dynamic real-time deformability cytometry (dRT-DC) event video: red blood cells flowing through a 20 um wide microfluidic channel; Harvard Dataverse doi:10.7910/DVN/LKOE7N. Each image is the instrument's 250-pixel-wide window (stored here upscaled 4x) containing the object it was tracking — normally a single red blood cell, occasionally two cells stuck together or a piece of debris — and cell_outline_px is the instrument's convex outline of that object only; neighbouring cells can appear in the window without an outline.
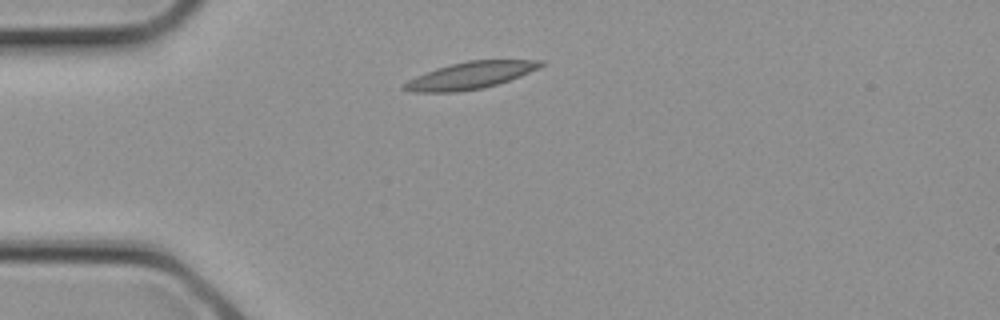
{"species": "common noctule bat (a hibernating species)", "species_latin": "Nyctalus noctula", "temperature_condition": "cold", "stored_images_in_passage": 1, "camera_frame_rate_fps": 3000, "um_per_image_px": 0.085, "animal": {"sex": "female", "body_mass_g": 21.9}, "frame": {"image": 1, "passage_image": 1, "time_ms": 0.0, "image_size_px": [1000, 320], "cell_outline_px": [[548, 64], [520, 76], [496, 84], [480, 88], [456, 92], [412, 92], [400, 88], [408, 80], [416, 76], [436, 68], [468, 60], [544, 60]], "centroid_in_image_um": [39.99, 6.4], "position_along_channel_um": 45.0, "area_um2": 21.33}}